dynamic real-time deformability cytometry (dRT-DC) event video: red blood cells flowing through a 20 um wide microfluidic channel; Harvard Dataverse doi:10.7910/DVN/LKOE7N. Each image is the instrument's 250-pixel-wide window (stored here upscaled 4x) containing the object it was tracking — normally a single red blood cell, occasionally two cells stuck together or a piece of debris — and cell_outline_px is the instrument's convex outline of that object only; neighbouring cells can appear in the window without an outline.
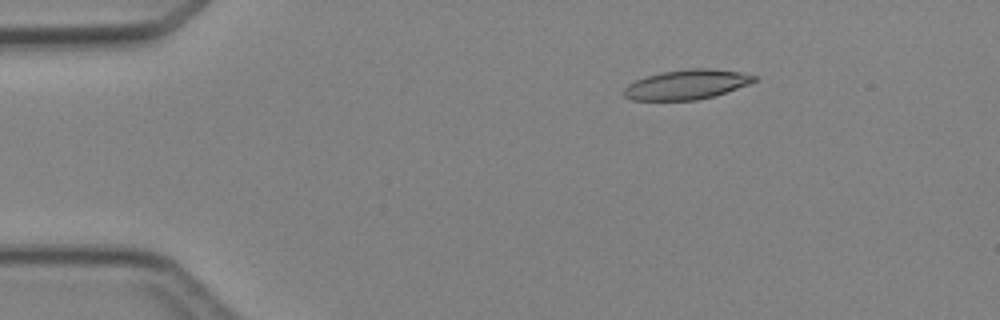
{"species": "Egyptian fruit bat (a non-hibernating species)", "species_latin": "Rousettus aegyptiacus", "temperature_condition": "cold", "stored_images_in_passage": 6, "camera_frame_rate_fps": 3000, "um_per_image_px": 0.085, "animal": {"sex": "female"}, "frame": {"image": 1, "passage_image": 2, "time_ms": 2.0, "image_size_px": [1000, 320], "cell_outline_px": [[760, 76], [756, 80], [748, 84], [716, 96], [696, 100], [632, 100], [624, 96], [624, 88], [628, 84], [636, 80], [660, 72], [688, 68], [712, 68], [740, 72]], "centroid_in_image_um": [58.4, 7.18], "position_along_channel_um": 26.6, "area_um2": 22.66}}
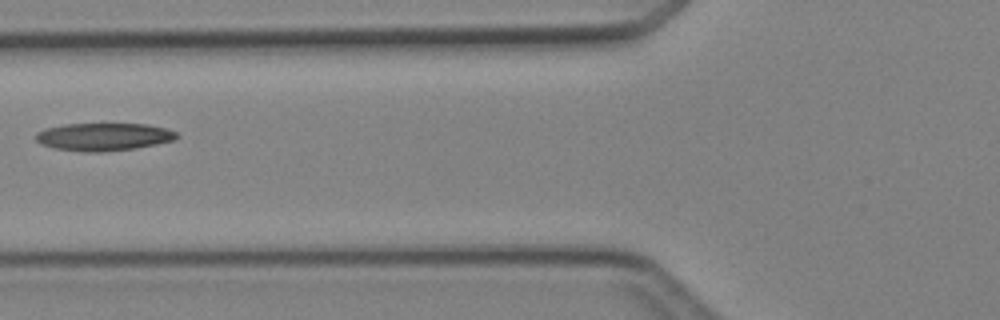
{"frame": {"image": 2, "passage_image": 5, "time_ms": 5.667, "image_size_px": [1000, 320], "cell_outline_px": [[180, 136], [176, 140], [136, 148], [100, 152], [88, 152], [52, 148], [40, 144], [36, 140], [36, 132], [44, 128], [64, 124], [148, 124], [164, 128], [176, 132]], "centroid_in_image_um": [8.79, 11.63], "position_along_channel_um": 117.0, "area_um2": 22.89}}
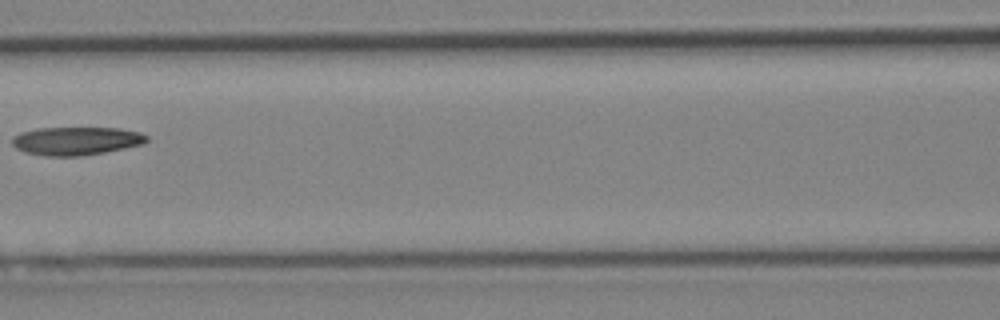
{"frame": {"image": 3, "passage_image": 6, "time_ms": 6.667, "image_size_px": [1000, 320], "cell_outline_px": [[148, 140], [144, 144], [104, 152], [80, 156], [44, 156], [24, 152], [16, 148], [12, 144], [12, 136], [20, 132], [36, 128], [120, 128], [140, 132], [148, 136]], "centroid_in_image_um": [6.46, 11.97], "position_along_channel_um": 160.1, "area_um2": 22.31}}